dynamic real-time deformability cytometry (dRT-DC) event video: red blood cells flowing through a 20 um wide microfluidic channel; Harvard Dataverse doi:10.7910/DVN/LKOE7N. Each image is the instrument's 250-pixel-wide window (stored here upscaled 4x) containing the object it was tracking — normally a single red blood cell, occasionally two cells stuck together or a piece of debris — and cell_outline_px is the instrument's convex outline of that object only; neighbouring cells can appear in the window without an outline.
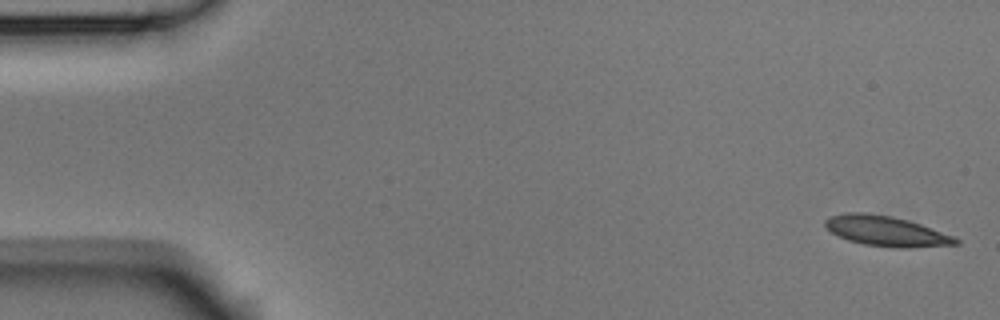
{"species": "Egyptian fruit bat (a non-hibernating species)", "species_latin": "Rousettus aegyptiacus", "temperature_condition": "room temperature", "stored_images_in_passage": 6, "segment_of_instrument_passage": [2, 2], "camera_frame_rate_fps": 3000, "um_per_image_px": 0.085, "animal": {"sex": "male"}, "frame": {"image": 1, "passage_image": 6, "time_ms": 1.667, "image_size_px": [1000, 320], "cell_outline_px": [[960, 244], [908, 248], [864, 244], [848, 240], [832, 232], [824, 224], [824, 220], [832, 216], [844, 212], [864, 212], [892, 216], [908, 220], [920, 224], [952, 236], [960, 240]], "centroid_in_image_um": [75.32, 19.63], "position_along_channel_um": 9.7, "area_um2": 22.6}}